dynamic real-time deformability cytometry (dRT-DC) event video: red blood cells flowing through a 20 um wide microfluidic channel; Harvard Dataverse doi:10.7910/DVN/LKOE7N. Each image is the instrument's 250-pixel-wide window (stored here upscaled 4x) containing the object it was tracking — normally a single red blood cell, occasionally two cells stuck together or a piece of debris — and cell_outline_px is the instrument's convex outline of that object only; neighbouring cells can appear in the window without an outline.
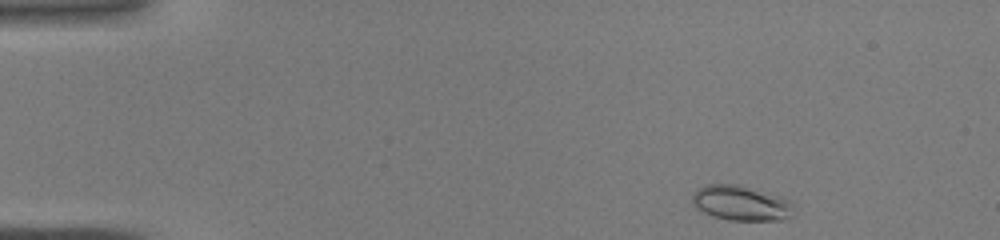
{"species": "common noctule bat (a hibernating species)", "species_latin": "Nyctalus noctula", "temperature_condition": "warm", "stored_images_in_passage": 39, "camera_frame_rate_fps": 3000, "um_per_image_px": 0.085, "animal": {"sex": "male", "body_mass_g": 19.0, "forearm_length_mm": 50.8}, "frame": {"image": 1, "passage_image": 1, "time_ms": 0.0, "image_size_px": [1000, 240], "cell_outline_px": [[792, 216], [780, 220], [728, 220], [712, 216], [696, 208], [692, 200], [692, 196], [700, 188], [708, 184], [740, 184], [780, 196], [788, 200], [792, 204]], "centroid_in_image_um": [62.99, 17.26], "position_along_channel_um": 22.0, "area_um2": 20.58}}
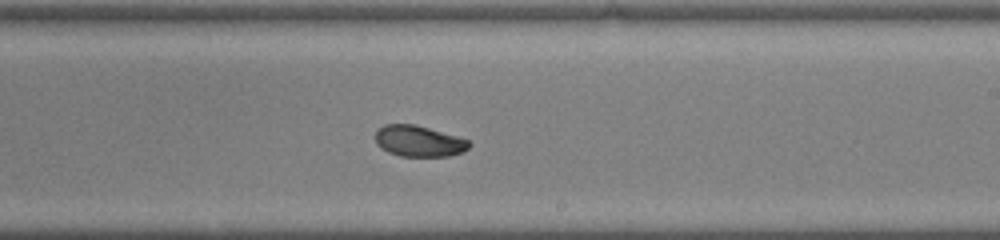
{"frame": {"image": 2, "passage_image": 22, "time_ms": 7.0, "image_size_px": [1000, 240], "cell_outline_px": [[472, 144], [464, 152], [448, 156], [400, 156], [388, 152], [376, 144], [376, 128], [384, 124], [416, 124], [456, 136], [468, 140]], "centroid_in_image_um": [35.59, 11.99], "position_along_channel_um": 253.4, "area_um2": 17.05}}
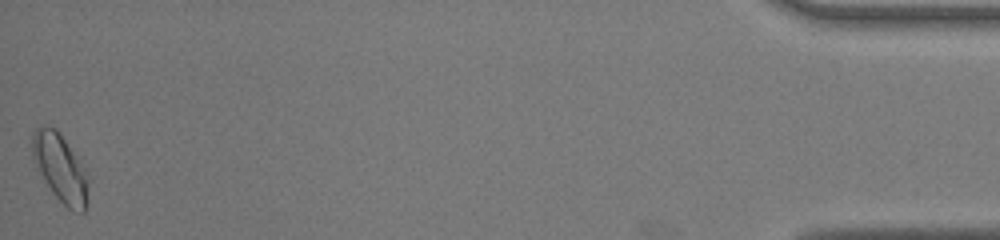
{"frame": {"image": 3, "passage_image": 39, "time_ms": 12.667, "image_size_px": [1000, 240], "cell_outline_px": [[88, 184], [84, 212], [80, 212], [68, 208], [52, 192], [32, 160], [32, 136], [36, 128], [56, 128], [60, 132], [84, 168], [88, 176]], "centroid_in_image_um": [5.11, 14.27], "position_along_channel_um": 430.1, "area_um2": 21.56}}